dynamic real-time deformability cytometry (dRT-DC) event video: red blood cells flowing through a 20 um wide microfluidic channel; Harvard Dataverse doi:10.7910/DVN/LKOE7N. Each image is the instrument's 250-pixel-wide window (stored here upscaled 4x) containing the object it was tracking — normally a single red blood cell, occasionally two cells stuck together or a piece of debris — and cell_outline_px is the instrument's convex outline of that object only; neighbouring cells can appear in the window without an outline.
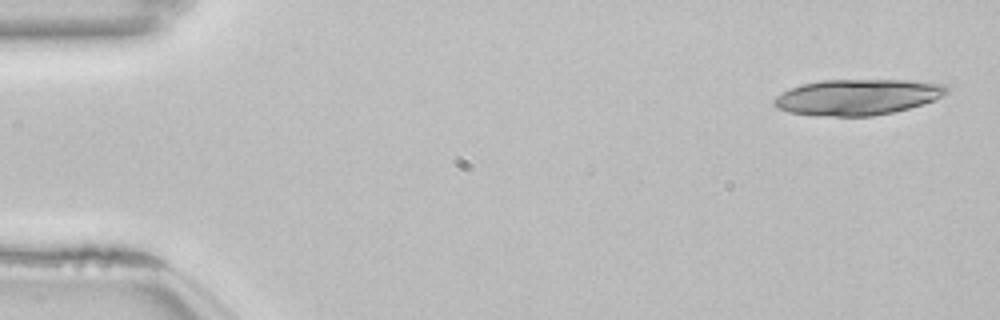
{"species": "common noctule bat (a hibernating species)", "species_latin": "Nyctalus noctula", "temperature_condition": "room temperature", "stored_images_in_passage": 17, "camera_frame_rate_fps": 3000, "um_per_image_px": 0.085, "animal": {"sex": "female", "body_mass_g": 22.7, "forearm_length_mm": 54.2}, "frame": {"image": 1, "passage_image": 1, "time_ms": 0.0, "image_size_px": [1000, 320], "cell_outline_px": [[948, 92], [932, 100], [908, 108], [892, 112], [872, 116], [812, 116], [788, 112], [776, 108], [772, 104], [772, 100], [776, 96], [800, 84], [820, 80], [908, 80], [944, 84], [948, 88]], "centroid_in_image_um": [72.81, 8.25], "position_along_channel_um": 12.2, "area_um2": 36.01}}